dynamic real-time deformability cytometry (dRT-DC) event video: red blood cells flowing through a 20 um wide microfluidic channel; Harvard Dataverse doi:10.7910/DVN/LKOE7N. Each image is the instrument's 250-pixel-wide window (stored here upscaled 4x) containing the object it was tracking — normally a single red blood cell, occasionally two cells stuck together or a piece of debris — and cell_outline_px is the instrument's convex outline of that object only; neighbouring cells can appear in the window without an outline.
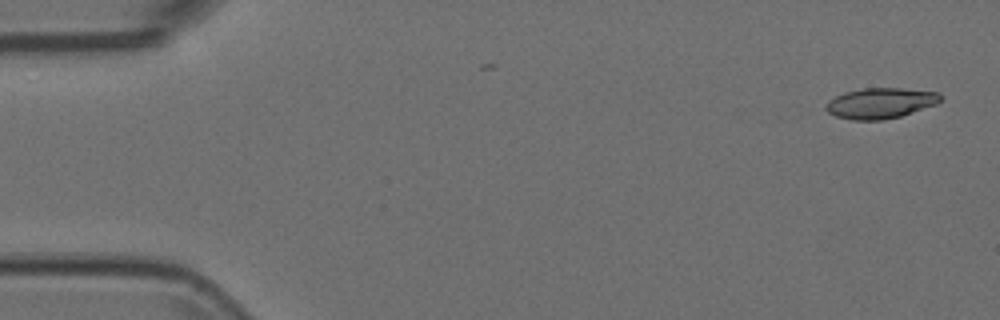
{"species": "Egyptian fruit bat (a non-hibernating species)", "species_latin": "Rousettus aegyptiacus", "temperature_condition": "room temperature", "stored_images_in_passage": 52, "camera_frame_rate_fps": 3000, "um_per_image_px": 0.085, "animal": {"sex": "female"}, "frame": {"image": 1, "passage_image": 1, "time_ms": 0.0, "image_size_px": [1000, 320], "cell_outline_px": [[940, 100], [936, 104], [900, 116], [884, 120], [852, 120], [836, 116], [828, 112], [824, 108], [828, 100], [844, 92], [864, 88], [900, 88], [940, 92]], "centroid_in_image_um": [74.81, 8.76], "position_along_channel_um": 10.2, "area_um2": 20.35}}
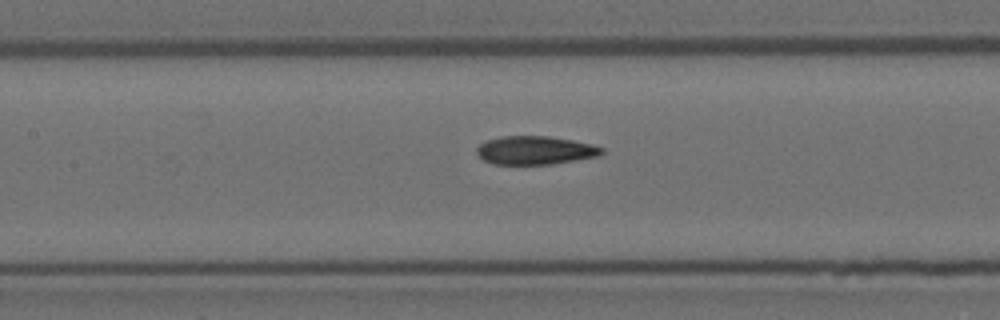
{"frame": {"image": 2, "passage_image": 23, "time_ms": 7.333, "image_size_px": [1000, 320], "cell_outline_px": [[604, 152], [600, 156], [548, 164], [496, 164], [484, 160], [476, 152], [476, 148], [480, 144], [488, 140], [504, 136], [548, 136], [572, 140], [592, 144], [604, 148]], "centroid_in_image_um": [45.51, 12.77], "position_along_channel_um": 161.9, "area_um2": 20.52}}
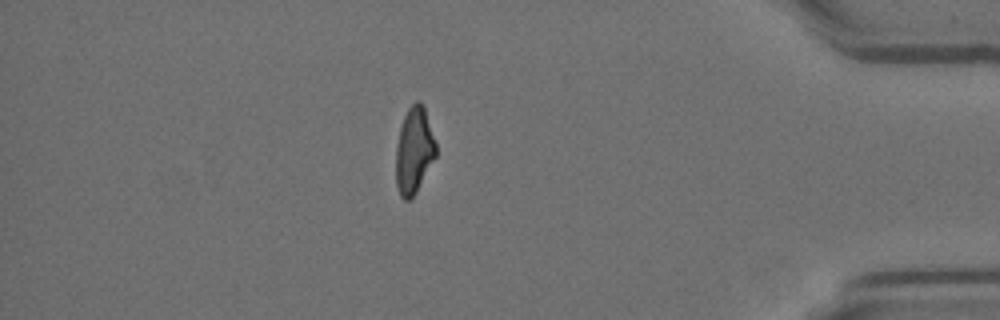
{"frame": {"image": 3, "passage_image": 45, "time_ms": 14.667, "image_size_px": [1000, 320], "cell_outline_px": [[436, 156], [412, 200], [404, 200], [400, 196], [396, 184], [396, 144], [400, 128], [404, 116], [408, 108], [416, 100], [420, 100], [424, 108], [436, 144]], "centroid_in_image_um": [35.18, 12.82], "position_along_channel_um": 400.0, "area_um2": 20.11}}